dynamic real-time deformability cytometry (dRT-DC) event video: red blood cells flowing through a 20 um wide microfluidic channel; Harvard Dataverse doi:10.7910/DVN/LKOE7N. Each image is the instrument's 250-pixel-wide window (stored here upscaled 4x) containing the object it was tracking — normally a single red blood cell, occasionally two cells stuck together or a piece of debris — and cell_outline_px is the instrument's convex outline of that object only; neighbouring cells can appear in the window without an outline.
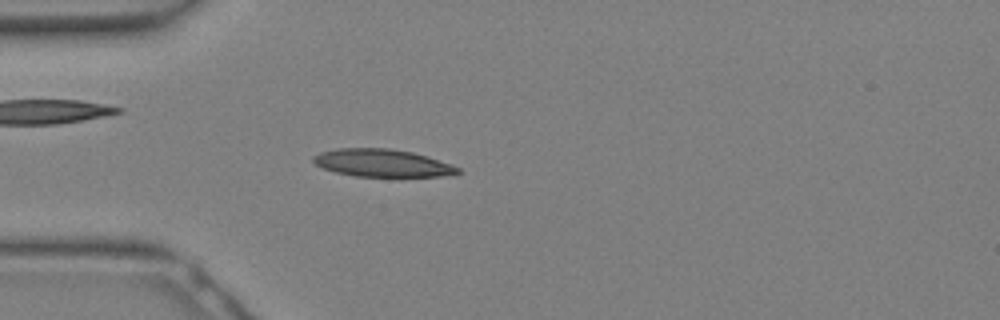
{"species": "Egyptian fruit bat (a non-hibernating species)", "species_latin": "Rousettus aegyptiacus", "temperature_condition": "warm", "stored_images_in_passage": 12, "camera_frame_rate_fps": 3000, "um_per_image_px": 0.085, "animal": {"sex": "female"}, "frame": {"image": 1, "passage_image": 4, "time_ms": 1.0, "image_size_px": [1000, 320], "cell_outline_px": [[460, 172], [456, 176], [400, 180], [356, 176], [336, 172], [324, 168], [316, 164], [312, 160], [312, 156], [320, 152], [340, 148], [388, 148], [412, 152], [428, 156], [452, 164], [460, 168]], "centroid_in_image_um": [32.65, 13.92], "position_along_channel_um": 52.3, "area_um2": 24.74}}
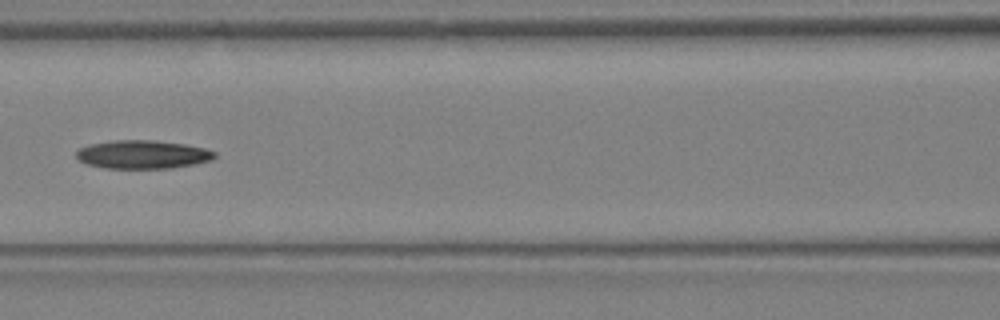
{"frame": {"image": 2, "passage_image": 9, "time_ms": 2.667, "image_size_px": [1000, 320], "cell_outline_px": [[216, 156], [212, 160], [172, 168], [104, 168], [88, 164], [80, 160], [76, 156], [76, 152], [80, 148], [88, 144], [112, 140], [156, 140], [184, 144], [204, 148], [216, 152]], "centroid_in_image_um": [12.12, 13.12], "position_along_channel_um": 154.5, "area_um2": 22.89}}
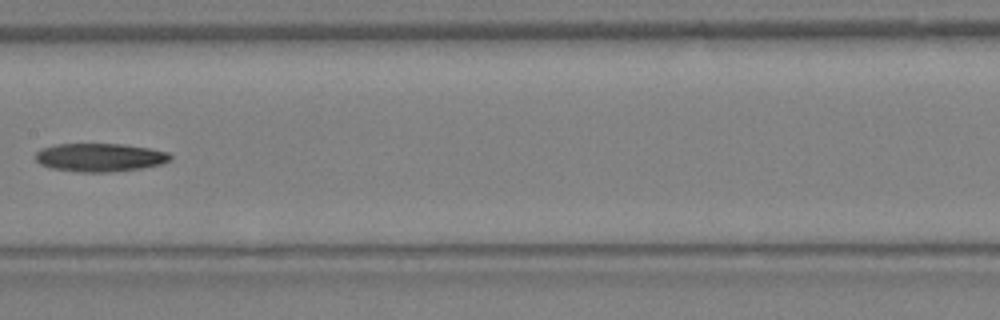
{"frame": {"image": 3, "passage_image": 11, "time_ms": 3.333, "image_size_px": [1000, 320], "cell_outline_px": [[172, 156], [168, 160], [160, 164], [140, 168], [108, 172], [80, 172], [52, 168], [40, 164], [36, 160], [36, 152], [40, 148], [56, 144], [120, 144], [148, 148], [168, 152]], "centroid_in_image_um": [8.44, 13.37], "position_along_channel_um": 199.0, "area_um2": 22.02}}